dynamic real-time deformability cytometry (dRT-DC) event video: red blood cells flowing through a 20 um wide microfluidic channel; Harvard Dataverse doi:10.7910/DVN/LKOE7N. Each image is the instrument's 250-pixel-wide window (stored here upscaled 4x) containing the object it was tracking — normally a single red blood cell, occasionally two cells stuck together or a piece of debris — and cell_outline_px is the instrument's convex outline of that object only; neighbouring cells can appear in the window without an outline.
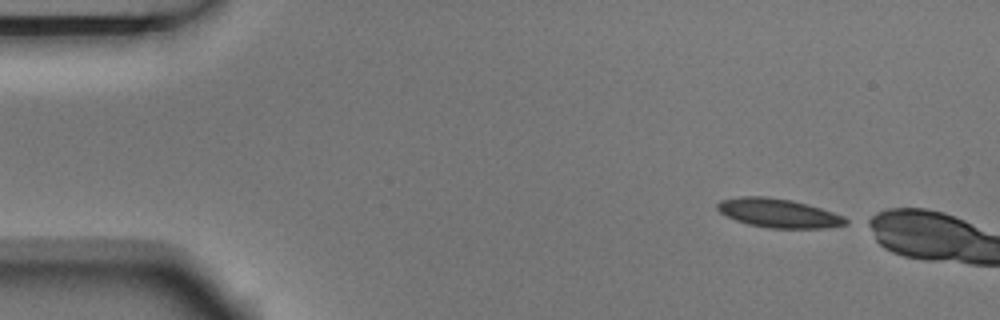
{"species": "Egyptian fruit bat (a non-hibernating species)", "species_latin": "Rousettus aegyptiacus", "temperature_condition": "room temperature", "stored_images_in_passage": 2, "camera_frame_rate_fps": 3000, "um_per_image_px": 0.085, "animal": {"sex": "male"}, "frame": {"image": 1, "passage_image": 1, "time_ms": 0.0, "image_size_px": [1000, 320], "cell_outline_px": [[852, 220], [848, 224], [824, 228], [768, 228], [748, 224], [736, 220], [720, 212], [716, 208], [716, 204], [720, 200], [740, 196], [768, 196], [792, 200], [808, 204], [844, 216]], "centroid_in_image_um": [66.19, 18.11], "position_along_channel_um": 18.8, "area_um2": 21.79}}